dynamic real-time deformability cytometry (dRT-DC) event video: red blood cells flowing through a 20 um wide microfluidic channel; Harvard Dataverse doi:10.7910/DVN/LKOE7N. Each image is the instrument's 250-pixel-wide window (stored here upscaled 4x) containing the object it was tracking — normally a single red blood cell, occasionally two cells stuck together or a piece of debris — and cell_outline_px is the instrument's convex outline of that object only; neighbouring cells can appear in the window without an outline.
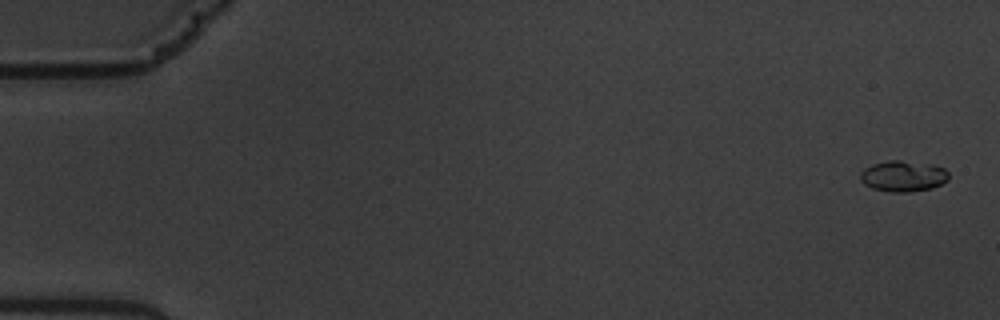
{"species": "common noctule bat (a hibernating species)", "species_latin": "Nyctalus noctula", "temperature_condition": "warm", "stored_images_in_passage": 7, "camera_frame_rate_fps": 3000, "um_per_image_px": 0.085, "animal": {"sex": "male", "body_mass_g": 19.5, "forearm_length_mm": 54.6}, "frame": {"image": 1, "passage_image": 1, "time_ms": 0.0, "image_size_px": [1000, 320], "cell_outline_px": [[948, 180], [932, 188], [908, 192], [892, 192], [872, 188], [864, 184], [860, 180], [860, 172], [864, 168], [872, 164], [888, 160], [900, 160], [932, 164], [944, 168], [948, 172]], "centroid_in_image_um": [76.75, 14.96], "position_along_channel_um": 8.2, "area_um2": 16.01}}
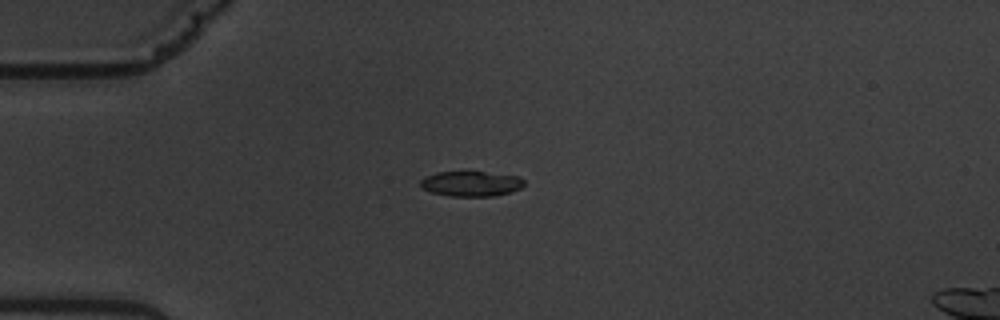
{"frame": {"image": 2, "passage_image": 5, "time_ms": 4.667, "image_size_px": [1000, 320], "cell_outline_px": [[524, 184], [520, 188], [512, 192], [496, 196], [448, 196], [432, 192], [424, 188], [420, 184], [420, 180], [424, 176], [436, 172], [484, 172], [520, 176], [524, 180]], "centroid_in_image_um": [40.06, 15.61], "position_along_channel_um": 44.9, "area_um2": 15.26}}
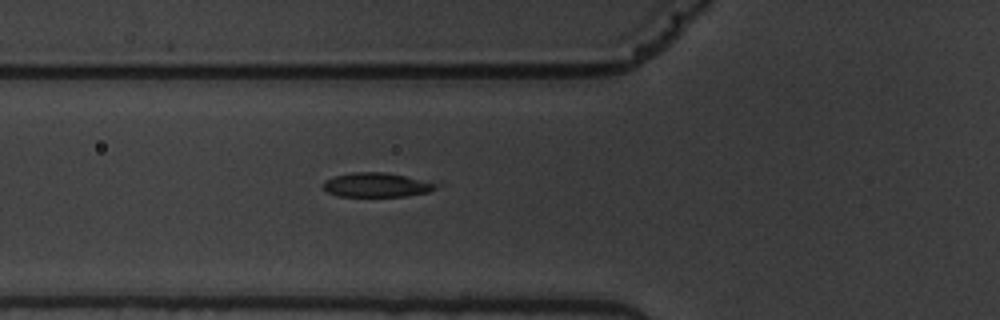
{"frame": {"image": 3, "passage_image": 7, "time_ms": 6.667, "image_size_px": [1000, 320], "cell_outline_px": [[444, 184], [428, 192], [408, 196], [336, 196], [328, 192], [324, 188], [324, 180], [336, 176], [352, 172], [384, 172]], "centroid_in_image_um": [32.06, 15.72], "position_along_channel_um": 93.7, "area_um2": 15.95}}